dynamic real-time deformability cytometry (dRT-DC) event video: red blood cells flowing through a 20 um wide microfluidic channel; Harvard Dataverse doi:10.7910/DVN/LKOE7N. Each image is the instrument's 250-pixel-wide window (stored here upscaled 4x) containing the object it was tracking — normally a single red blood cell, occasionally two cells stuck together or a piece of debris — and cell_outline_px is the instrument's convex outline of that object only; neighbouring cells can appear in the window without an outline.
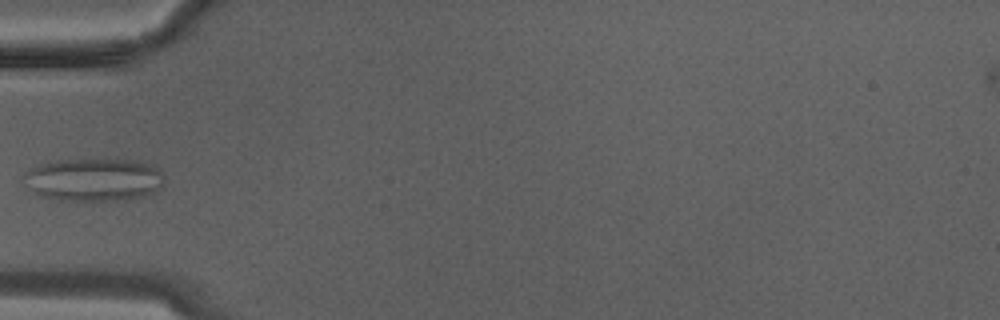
{"species": "Egyptian fruit bat (a non-hibernating species)", "species_latin": "Rousettus aegyptiacus", "temperature_condition": "warm", "stored_images_in_passage": 9, "camera_frame_rate_fps": 3000, "um_per_image_px": 0.085, "animal": {"sex": "male"}, "frame": {"image": 1, "passage_image": 8, "time_ms": 2.333, "image_size_px": [1000, 320], "cell_outline_px": [[164, 176], [160, 188], [144, 196], [124, 200], [56, 200], [32, 192], [20, 176], [32, 168], [40, 164], [56, 160], [140, 160], [156, 164]], "centroid_in_image_um": [7.99, 15.26], "position_along_channel_um": 77.0, "area_um2": 35.37}}